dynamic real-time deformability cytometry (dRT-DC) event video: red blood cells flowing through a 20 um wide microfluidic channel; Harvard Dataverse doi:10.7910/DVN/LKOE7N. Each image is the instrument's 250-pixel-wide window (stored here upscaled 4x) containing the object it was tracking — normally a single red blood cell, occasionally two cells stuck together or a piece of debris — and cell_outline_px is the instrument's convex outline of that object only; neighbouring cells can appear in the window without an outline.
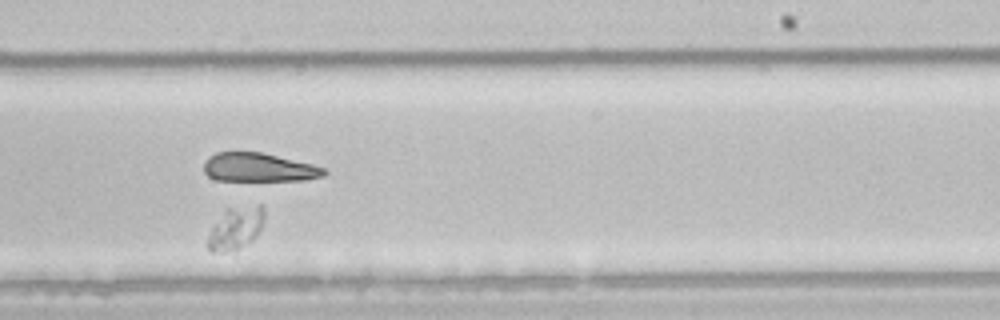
{"species": "common noctule bat (a hibernating species)", "species_latin": "Nyctalus noctula", "temperature_condition": "room temperature", "stored_images_in_passage": 45, "camera_frame_rate_fps": 3000, "um_per_image_px": 0.085, "animal": {"sex": "male", "body_mass_g": 21.5, "forearm_length_mm": 52.0}, "frame": {"image": 1, "passage_image": 31, "time_ms": 10.0, "image_size_px": [1000, 320], "cell_outline_px": [[264, 220], [256, 236], [252, 240], [236, 248], [224, 252], [212, 252], [208, 248], [208, 236], [212, 228], [228, 208], [260, 204], [264, 204]], "centroid_in_image_um": [20.07, 19.37], "position_along_channel_um": 268.9, "area_um2": 13.58}}
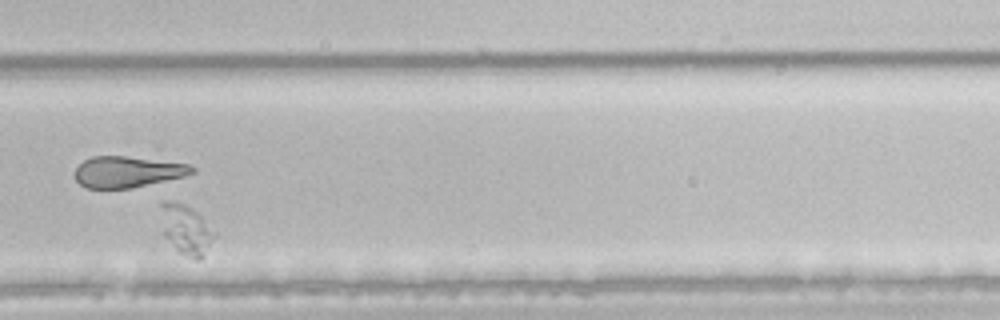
{"frame": {"image": 2, "passage_image": 35, "time_ms": 11.333, "image_size_px": [1000, 320], "cell_outline_px": [[216, 236], [204, 256], [200, 260], [196, 260], [180, 252], [164, 236], [160, 204], [164, 200], [168, 200], [184, 204], [196, 212], [216, 232]], "centroid_in_image_um": [15.84, 19.51], "position_along_channel_um": 314.0, "area_um2": 15.37}}